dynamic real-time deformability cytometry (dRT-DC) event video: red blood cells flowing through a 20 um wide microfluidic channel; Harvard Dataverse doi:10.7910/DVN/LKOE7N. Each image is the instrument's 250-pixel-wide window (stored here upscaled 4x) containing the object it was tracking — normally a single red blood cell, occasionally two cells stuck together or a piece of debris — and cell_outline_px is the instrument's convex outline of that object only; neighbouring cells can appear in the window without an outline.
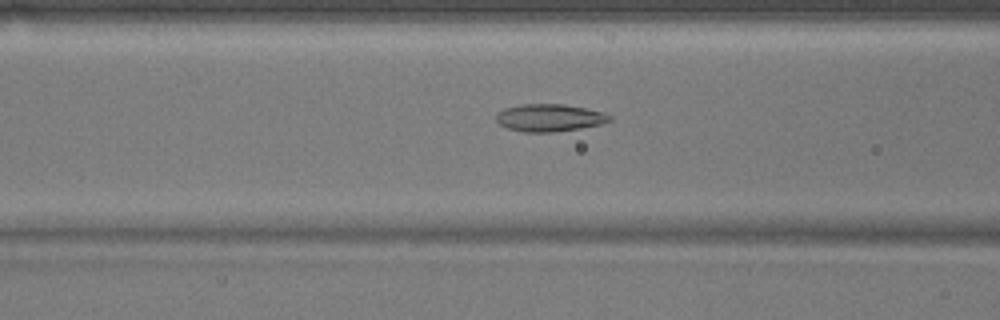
{"species": "common noctule bat (a hibernating species)", "species_latin": "Nyctalus noctula", "temperature_condition": "warm", "stored_images_in_passage": 53, "camera_frame_rate_fps": 3000, "um_per_image_px": 0.085, "animal": {"sex": "male", "body_mass_g": 17.9}, "frame": {"image": 1, "passage_image": 21, "time_ms": 6.667, "image_size_px": [1000, 320], "cell_outline_px": [[612, 120], [604, 124], [580, 128], [552, 132], [524, 132], [508, 128], [500, 124], [496, 120], [496, 116], [504, 108], [524, 104], [564, 104], [604, 112], [612, 116]], "centroid_in_image_um": [46.75, 10.01], "position_along_channel_um": 119.8, "area_um2": 18.09}}
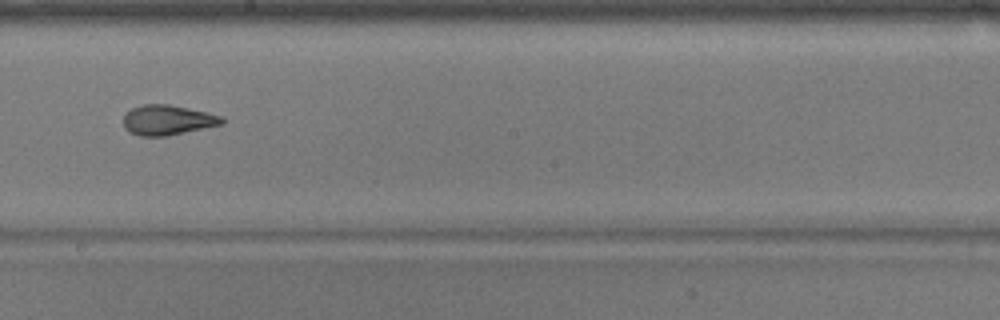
{"frame": {"image": 2, "passage_image": 30, "time_ms": 9.667, "image_size_px": [1000, 320], "cell_outline_px": [[224, 124], [168, 136], [140, 136], [128, 132], [124, 128], [124, 116], [132, 108], [140, 104], [168, 104], [208, 112], [224, 116]], "centroid_in_image_um": [14.27, 10.21], "position_along_channel_um": 233.9, "area_um2": 17.46}}
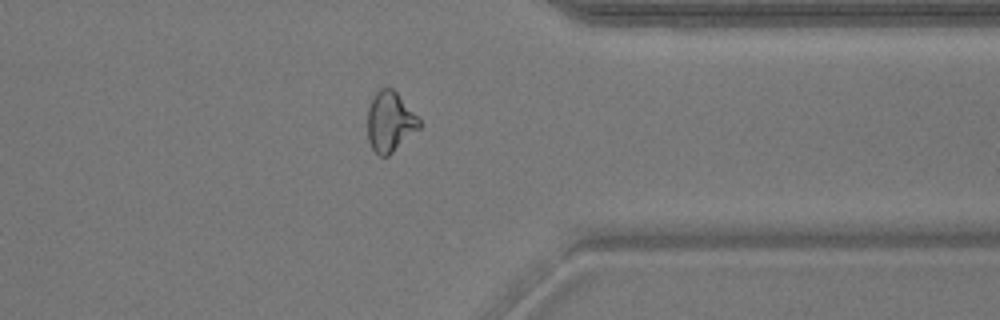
{"frame": {"image": 3, "passage_image": 42, "time_ms": 13.667, "image_size_px": [1000, 320], "cell_outline_px": [[420, 128], [388, 156], [380, 156], [372, 148], [368, 140], [368, 108], [376, 92], [380, 88], [392, 88], [396, 92], [420, 120]], "centroid_in_image_um": [33.14, 10.36], "position_along_channel_um": 378.3, "area_um2": 17.8}, "authors_computed_cell_mechanics": {"area_um2": 19.0162, "velocity_mm_per_s": 3.8012, "shape_relaxation_time_tau1_ms": null, "shape_relaxation_time_tau2_ms": 1.5509, "deformation_change_tau1": null, "deformation_change_tau2": 0.0849}}